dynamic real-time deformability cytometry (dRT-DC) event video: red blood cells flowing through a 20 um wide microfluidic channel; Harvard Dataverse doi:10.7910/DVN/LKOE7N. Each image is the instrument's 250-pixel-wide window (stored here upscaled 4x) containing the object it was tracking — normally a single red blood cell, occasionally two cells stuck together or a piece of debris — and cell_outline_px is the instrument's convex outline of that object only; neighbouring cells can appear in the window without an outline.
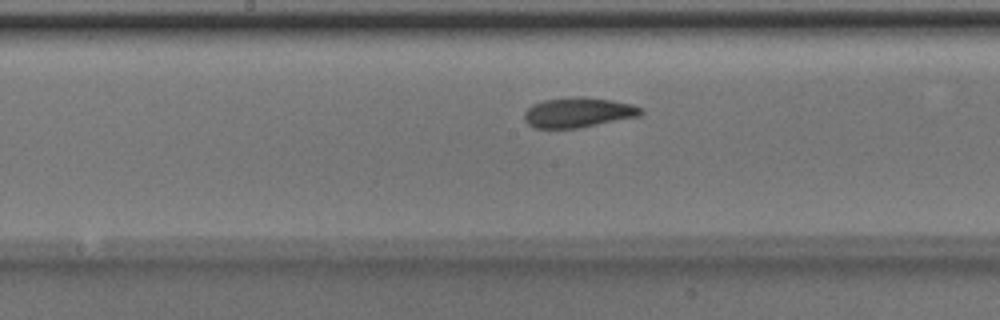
{"species": "Egyptian fruit bat (a non-hibernating species)", "species_latin": "Rousettus aegyptiacus", "temperature_condition": "room temperature", "stored_images_in_passage": 44, "camera_frame_rate_fps": 3000, "um_per_image_px": 0.085, "animal": {"sex": "male"}, "frame": {"image": 1, "passage_image": 19, "time_ms": 6.0, "image_size_px": [1000, 320], "cell_outline_px": [[644, 112], [640, 116], [576, 128], [536, 128], [528, 124], [524, 120], [524, 112], [532, 104], [544, 100], [576, 96], [584, 96], [612, 100], [632, 104], [640, 108]], "centroid_in_image_um": [49.13, 9.55], "position_along_channel_um": 199.1, "area_um2": 20.35}}
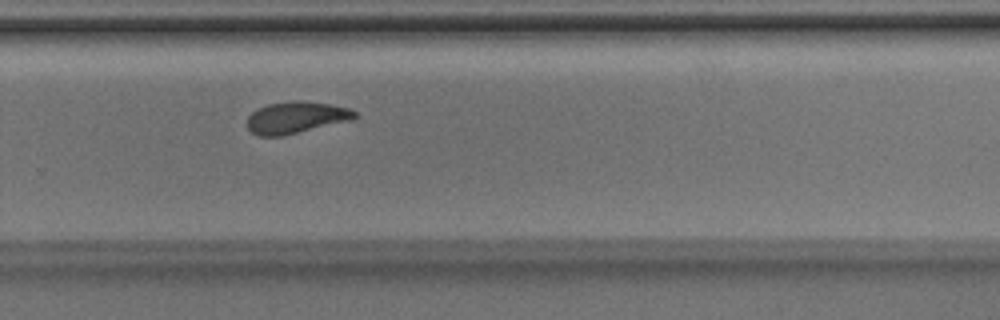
{"frame": {"image": 2, "passage_image": 27, "time_ms": 8.667, "image_size_px": [1000, 320], "cell_outline_px": [[356, 116], [352, 120], [280, 136], [256, 136], [248, 128], [248, 116], [256, 108], [268, 104], [328, 104], [348, 108], [356, 112]], "centroid_in_image_um": [25.12, 10.04], "position_along_channel_um": 304.7, "area_um2": 18.79}}
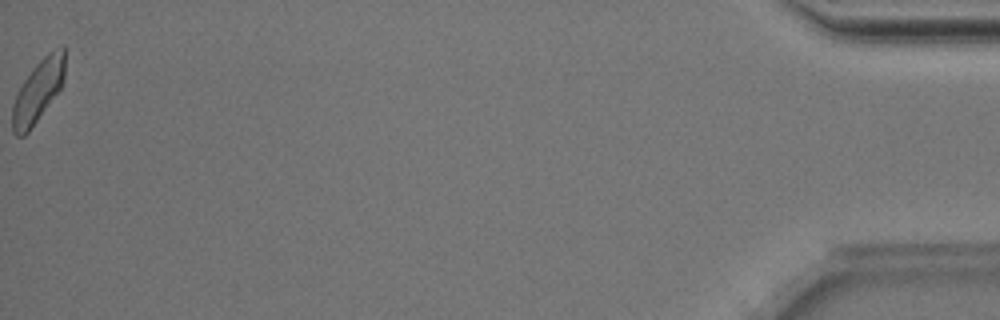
{"frame": {"image": 3, "passage_image": 44, "time_ms": 14.333, "image_size_px": [1000, 320], "cell_outline_px": [[64, 80], [60, 88], [28, 132], [24, 136], [16, 136], [12, 132], [12, 104], [24, 80], [36, 64], [48, 52], [64, 44]], "centroid_in_image_um": [3.22, 7.73], "position_along_channel_um": 432.0, "area_um2": 18.67}, "authors_computed_cell_mechanics": {"area_um2": 19.8832, "velocity_mm_per_s": 3.9784, "shape_relaxation_time_tau1_ms": 4.614, "shape_relaxation_time_tau2_ms": 2.8511, "deformation_change_tau1": 0.1159, "deformation_change_tau2": 0.0848}}